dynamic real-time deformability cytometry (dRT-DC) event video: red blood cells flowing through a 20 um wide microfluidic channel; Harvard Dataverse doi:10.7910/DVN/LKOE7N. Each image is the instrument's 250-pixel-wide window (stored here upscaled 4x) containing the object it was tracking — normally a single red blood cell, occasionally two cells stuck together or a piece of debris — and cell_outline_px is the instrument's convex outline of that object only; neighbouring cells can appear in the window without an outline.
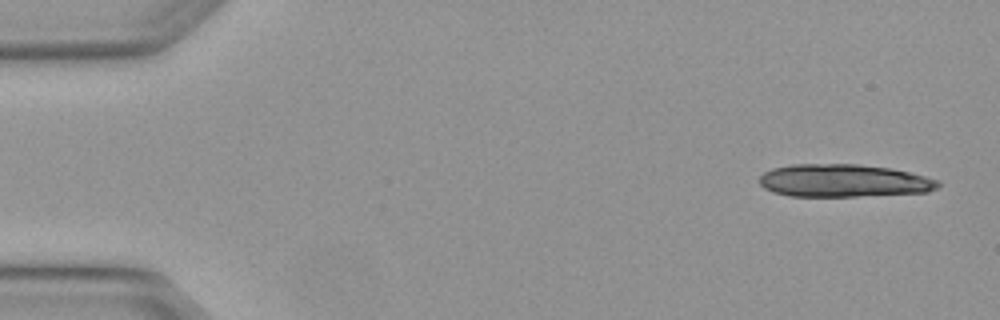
{"species": "Egyptian fruit bat (a non-hibernating species)", "species_latin": "Rousettus aegyptiacus", "temperature_condition": "warm", "stored_images_in_passage": 5, "camera_frame_rate_fps": 3000, "um_per_image_px": 0.085, "animal": {"sex": "female"}, "frame": {"image": 1, "passage_image": 1, "time_ms": 0.0, "image_size_px": [1000, 320], "cell_outline_px": [[940, 184], [936, 188], [928, 192], [856, 196], [788, 196], [772, 192], [764, 188], [760, 184], [760, 176], [764, 172], [772, 168], [792, 164], [856, 164], [888, 168], [908, 172], [940, 180]], "centroid_in_image_um": [71.68, 15.36], "position_along_channel_um": 13.3, "area_um2": 34.04}}
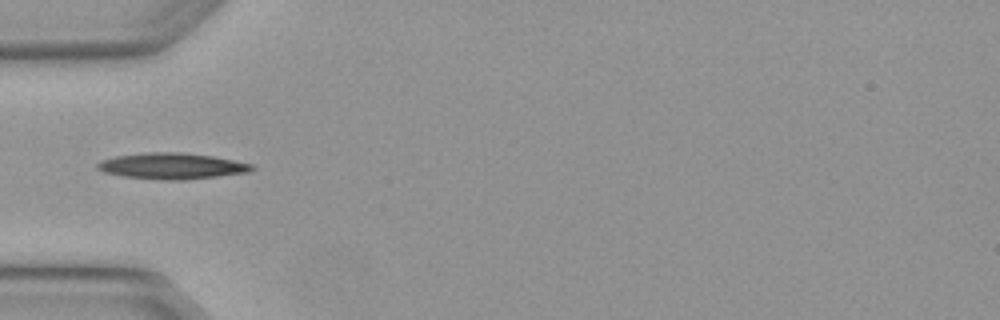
{"frame": {"image": 2, "passage_image": 5, "time_ms": 1.333, "image_size_px": [1000, 320], "cell_outline_px": [[256, 168], [248, 172], [184, 180], [156, 180], [120, 176], [104, 172], [96, 168], [96, 164], [100, 160], [116, 156], [148, 152], [180, 152], [212, 156], [252, 164]], "centroid_in_image_um": [14.55, 14.12], "position_along_channel_um": 70.4, "area_um2": 23.52}}